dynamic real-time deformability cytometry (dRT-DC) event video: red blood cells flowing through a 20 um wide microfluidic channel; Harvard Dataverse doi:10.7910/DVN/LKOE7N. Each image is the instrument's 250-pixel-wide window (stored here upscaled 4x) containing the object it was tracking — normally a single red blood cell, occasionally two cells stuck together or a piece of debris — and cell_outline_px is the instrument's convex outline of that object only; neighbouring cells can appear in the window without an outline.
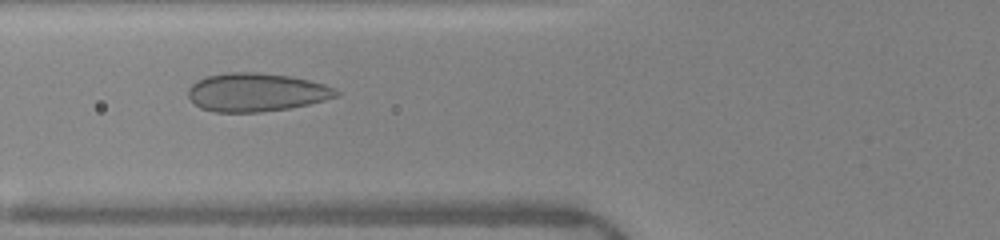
{"species": "human", "species_latin": "Homo sapiens", "temperature_condition": "warm", "stored_images_in_passage": 35, "camera_frame_rate_fps": 3000, "um_per_image_px": 0.085, "donor": {"sex": "female"}, "frame": {"image": 1, "passage_image": 5, "time_ms": 1.333, "image_size_px": [1000, 240], "cell_outline_px": [[340, 92], [336, 96], [324, 100], [308, 104], [288, 108], [260, 112], [212, 112], [200, 108], [188, 96], [188, 88], [196, 80], [208, 76], [224, 72], [256, 72], [288, 76], [308, 80], [324, 84]], "centroid_in_image_um": [21.73, 7.84], "position_along_channel_um": 104.1, "area_um2": 32.95}}
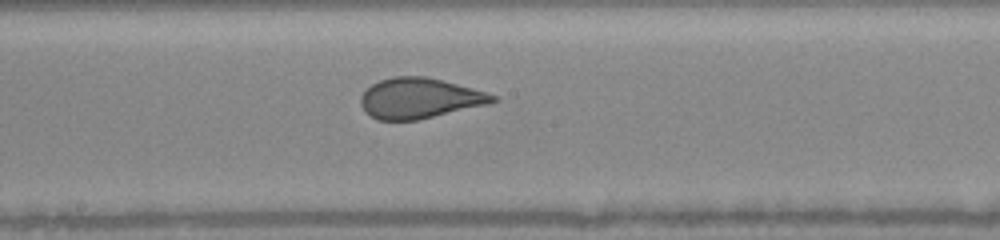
{"frame": {"image": 2, "passage_image": 13, "time_ms": 4.0, "image_size_px": [1000, 240], "cell_outline_px": [[500, 100], [488, 104], [416, 120], [376, 120], [364, 112], [360, 104], [360, 96], [372, 84], [380, 80], [392, 76], [424, 76], [472, 88], [496, 96]], "centroid_in_image_um": [35.61, 8.35], "position_along_channel_um": 212.6, "area_um2": 30.87}}
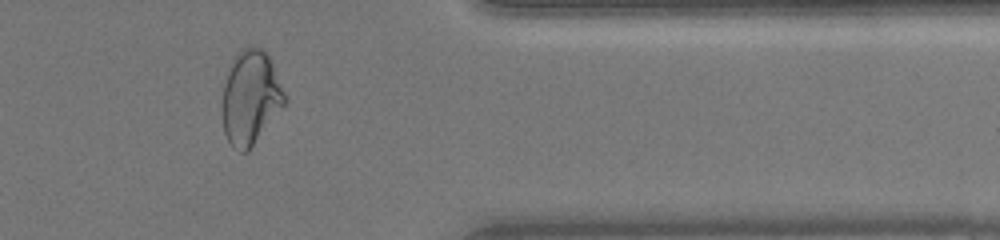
{"frame": {"image": 3, "passage_image": 27, "time_ms": 8.667, "image_size_px": [1000, 240], "cell_outline_px": [[284, 104], [248, 152], [240, 152], [232, 148], [224, 132], [224, 84], [232, 60], [236, 52], [240, 48], [264, 48], [272, 60], [284, 96]], "centroid_in_image_um": [21.29, 8.28], "position_along_channel_um": 390.1, "area_um2": 33.41}, "authors_computed_cell_mechanics": {"area_um2": 31.8478, "velocity_mm_per_s": 4.0649, "shape_relaxation_time_tau1_ms": 7.8734, "shape_relaxation_time_tau2_ms": null, "deformation_change_tau1": 0.1929, "deformation_change_tau2": null}}